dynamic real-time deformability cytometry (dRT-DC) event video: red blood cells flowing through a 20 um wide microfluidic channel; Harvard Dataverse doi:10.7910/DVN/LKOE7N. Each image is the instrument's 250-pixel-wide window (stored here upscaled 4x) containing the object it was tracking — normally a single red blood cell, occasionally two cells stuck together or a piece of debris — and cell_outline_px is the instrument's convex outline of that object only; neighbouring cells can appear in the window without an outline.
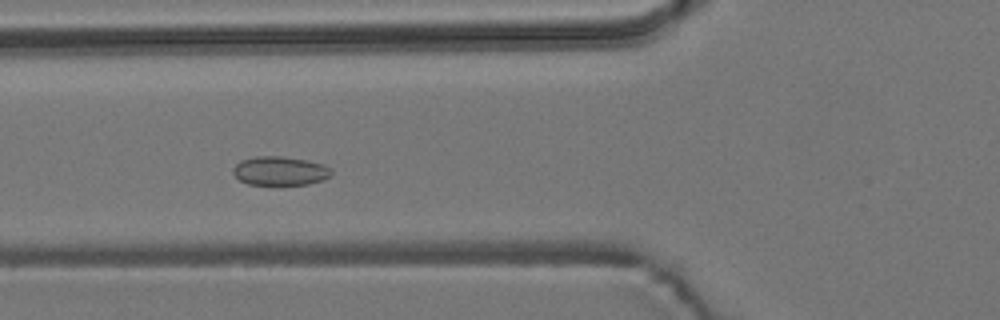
{"species": "common noctule bat (a hibernating species)", "species_latin": "Nyctalus noctula", "temperature_condition": "room temperature", "stored_images_in_passage": 57, "camera_frame_rate_fps": 3000, "um_per_image_px": 0.085, "animal": {"sex": "male", "body_mass_g": 19.2, "forearm_length_mm": 51.8}, "frame": {"image": 1, "passage_image": 21, "time_ms": 6.667, "image_size_px": [1000, 320], "cell_outline_px": [[332, 172], [324, 180], [308, 184], [248, 184], [240, 180], [232, 172], [232, 168], [240, 160], [256, 156], [280, 156], [308, 160], [324, 164], [332, 168]], "centroid_in_image_um": [23.81, 14.51], "position_along_channel_um": 102.0, "area_um2": 16.59}}
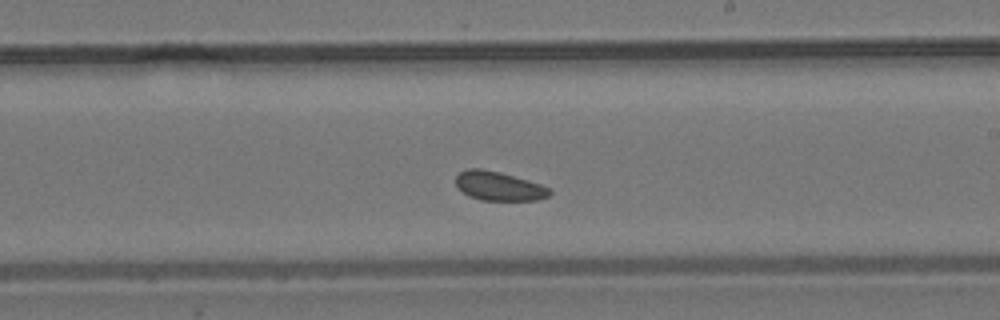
{"frame": {"image": 2, "passage_image": 33, "time_ms": 10.667, "image_size_px": [1000, 320], "cell_outline_px": [[552, 192], [548, 196], [536, 200], [480, 200], [468, 196], [456, 184], [456, 176], [460, 172], [468, 168], [480, 168], [500, 172], [528, 180], [540, 184], [548, 188]], "centroid_in_image_um": [42.39, 15.81], "position_along_channel_um": 246.6, "area_um2": 15.72}}
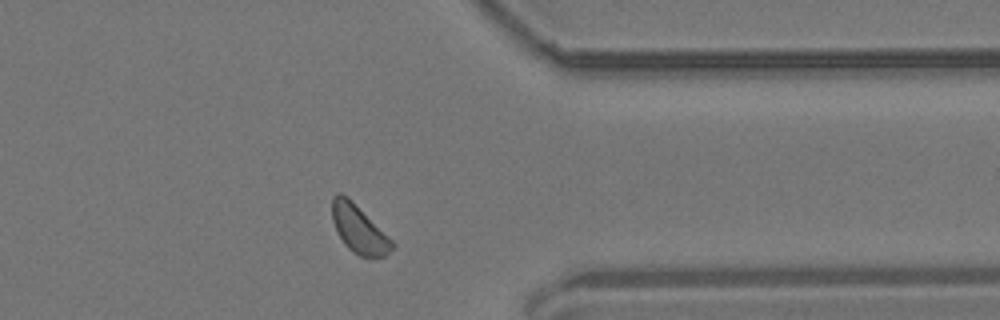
{"frame": {"image": 3, "passage_image": 45, "time_ms": 14.667, "image_size_px": [1000, 320], "cell_outline_px": [[396, 244], [384, 256], [360, 256], [352, 252], [344, 244], [332, 220], [332, 196], [336, 192], [340, 192], [348, 196]], "centroid_in_image_um": [30.48, 19.43], "position_along_channel_um": 380.9, "area_um2": 16.53}, "authors_computed_cell_mechanics": {"area_um2": 16.473, "velocity_mm_per_s": 3.6101, "shape_relaxation_time_tau1_ms": null, "shape_relaxation_time_tau2_ms": 3.3035, "deformation_change_tau1": null, "deformation_change_tau2": 0.0643}}